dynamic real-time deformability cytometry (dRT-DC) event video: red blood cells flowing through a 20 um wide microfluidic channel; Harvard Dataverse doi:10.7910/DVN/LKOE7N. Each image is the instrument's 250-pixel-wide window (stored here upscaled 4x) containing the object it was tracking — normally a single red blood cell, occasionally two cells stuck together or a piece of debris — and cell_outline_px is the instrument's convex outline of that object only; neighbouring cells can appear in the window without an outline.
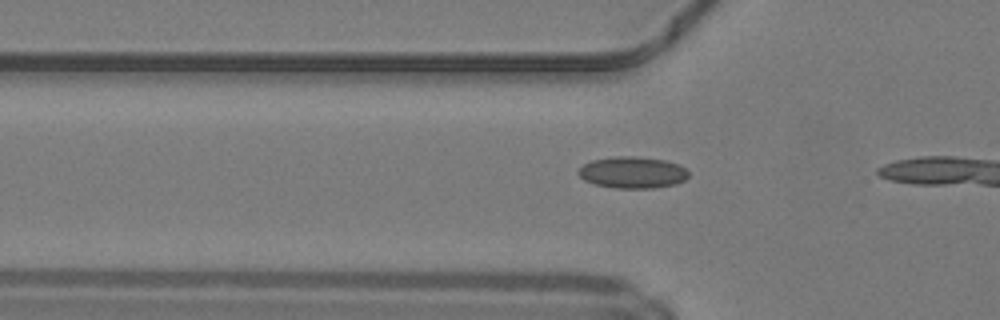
{"species": "common noctule bat (a hibernating species)", "species_latin": "Nyctalus noctula", "temperature_condition": "warm", "stored_images_in_passage": 4, "camera_frame_rate_fps": 3000, "um_per_image_px": 0.085, "animal": {"sex": "male", "body_mass_g": 19.2, "forearm_length_mm": 51.8}, "frame": {"image": 1, "passage_image": 2, "time_ms": 0.333, "image_size_px": [1000, 320], "cell_outline_px": [[688, 176], [684, 180], [676, 184], [652, 188], [612, 188], [596, 184], [584, 180], [576, 172], [584, 164], [592, 160], [612, 156], [636, 156], [664, 160], [680, 164], [688, 172]], "centroid_in_image_um": [53.75, 14.65], "position_along_channel_um": 72.0, "area_um2": 20.35}}